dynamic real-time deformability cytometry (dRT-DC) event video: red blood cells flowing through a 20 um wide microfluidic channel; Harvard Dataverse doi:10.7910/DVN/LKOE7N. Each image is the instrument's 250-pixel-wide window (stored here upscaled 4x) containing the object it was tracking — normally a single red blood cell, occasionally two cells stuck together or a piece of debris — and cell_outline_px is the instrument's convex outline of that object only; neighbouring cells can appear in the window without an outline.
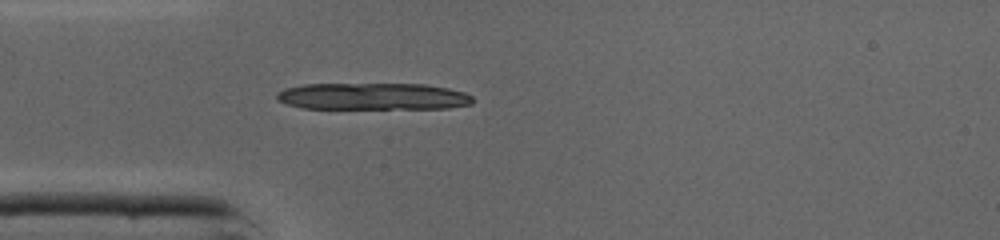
{"species": "common noctule bat (a hibernating species)", "species_latin": "Nyctalus noctula", "temperature_condition": "cold", "stored_images_in_passage": 34, "camera_frame_rate_fps": 3000, "um_per_image_px": 0.085, "animal": {"sex": "male", "body_mass_g": 19.0, "forearm_length_mm": 50.8}, "frame": {"image": 1, "passage_image": 1, "time_ms": 0.0, "image_size_px": [1000, 240], "cell_outline_px": [[472, 104], [448, 108], [304, 108], [288, 104], [276, 100], [276, 92], [284, 88], [304, 84], [424, 84], [448, 88], [464, 92], [472, 96]], "centroid_in_image_um": [31.67, 8.19], "position_along_channel_um": 53.3, "area_um2": 30.63}}